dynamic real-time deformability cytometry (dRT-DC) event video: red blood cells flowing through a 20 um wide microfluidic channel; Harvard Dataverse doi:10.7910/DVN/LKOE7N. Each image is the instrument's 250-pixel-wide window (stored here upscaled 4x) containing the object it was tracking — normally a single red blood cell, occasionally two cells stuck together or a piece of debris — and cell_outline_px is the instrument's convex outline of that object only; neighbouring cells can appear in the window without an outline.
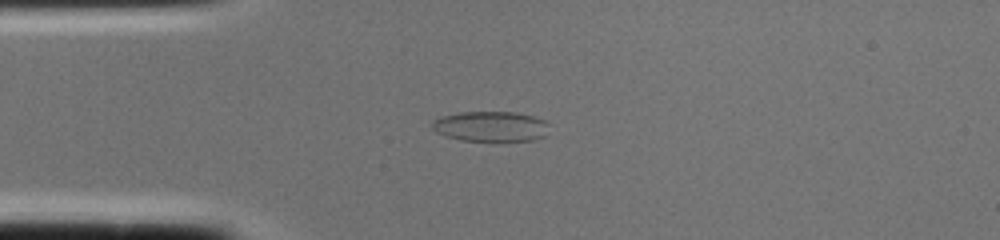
{"species": "common noctule bat (a hibernating species)", "species_latin": "Nyctalus noctula", "temperature_condition": "cold", "stored_images_in_passage": 1, "camera_frame_rate_fps": 3000, "um_per_image_px": 0.085, "animal": {"sex": "female", "body_mass_g": 22.0, "forearm_length_mm": 56.7}, "frame": {"image": 1, "passage_image": 1, "time_ms": 0.0, "image_size_px": [1000, 240], "cell_outline_px": [[552, 124], [548, 136], [532, 140], [460, 140], [444, 136], [436, 132], [432, 128], [432, 120], [440, 116], [460, 112], [516, 112], [532, 116], [544, 120]], "centroid_in_image_um": [41.76, 10.74], "position_along_channel_um": 43.2, "area_um2": 20.92}}